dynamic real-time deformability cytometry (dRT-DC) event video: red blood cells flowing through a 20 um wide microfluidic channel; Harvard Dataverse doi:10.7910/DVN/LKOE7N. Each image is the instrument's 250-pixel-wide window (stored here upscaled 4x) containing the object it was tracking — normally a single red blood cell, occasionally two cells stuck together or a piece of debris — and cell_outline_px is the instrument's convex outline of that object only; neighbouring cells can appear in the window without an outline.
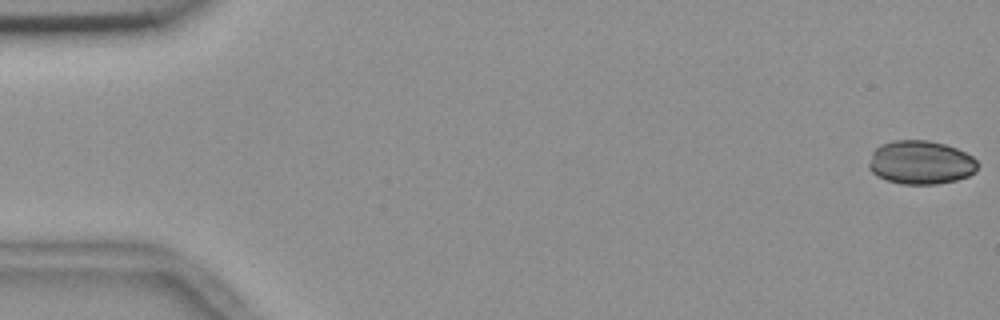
{"species": "common noctule bat (a hibernating species)", "species_latin": "Nyctalus noctula", "temperature_condition": "room temperature", "stored_images_in_passage": 55, "camera_frame_rate_fps": 3000, "um_per_image_px": 0.085, "animal": {"sex": "female", "body_mass_g": 18.4}, "frame": {"image": 1, "passage_image": 1, "time_ms": 0.0, "image_size_px": [1000, 320], "cell_outline_px": [[980, 164], [976, 172], [968, 176], [956, 180], [936, 184], [900, 184], [876, 176], [868, 168], [868, 164], [872, 152], [880, 144], [892, 140], [928, 140], [944, 144], [956, 148], [972, 156]], "centroid_in_image_um": [78.26, 13.81], "position_along_channel_um": 6.7, "area_um2": 27.92}}
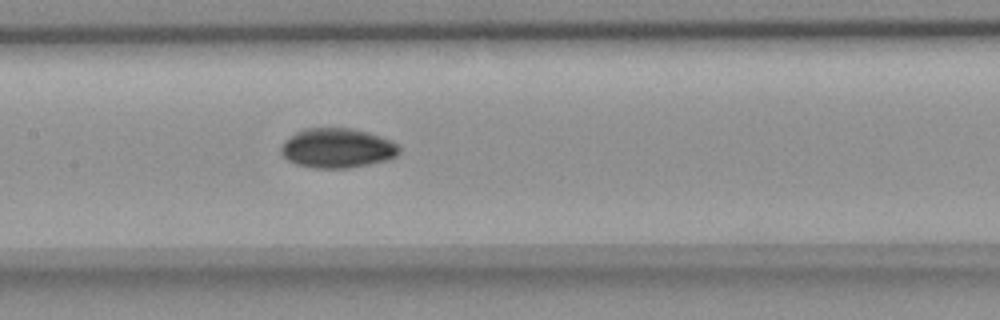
{"frame": {"image": 2, "passage_image": 27, "time_ms": 8.667, "image_size_px": [1000, 320], "cell_outline_px": [[400, 152], [396, 156], [388, 160], [348, 168], [312, 168], [296, 164], [288, 160], [280, 152], [280, 148], [284, 140], [296, 132], [304, 128], [352, 128], [368, 132], [392, 140], [400, 144]], "centroid_in_image_um": [28.68, 12.58], "position_along_channel_um": 178.7, "area_um2": 27.57}}
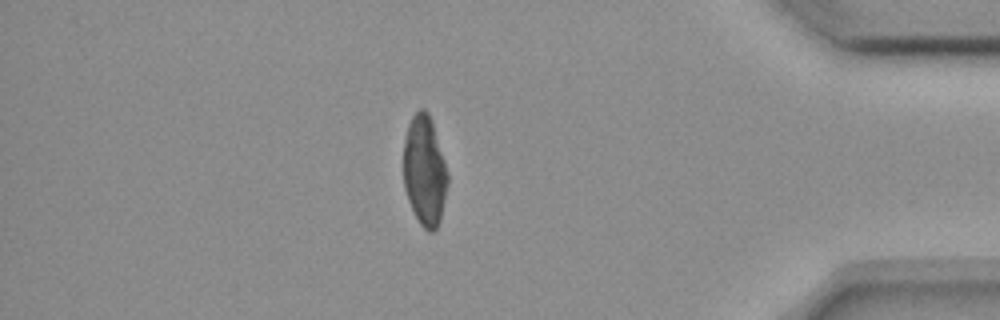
{"frame": {"image": 3, "passage_image": 48, "time_ms": 15.667, "image_size_px": [1000, 320], "cell_outline_px": [[448, 184], [440, 220], [436, 228], [432, 232], [428, 232], [420, 224], [408, 200], [404, 188], [404, 140], [408, 124], [412, 116], [420, 108], [424, 108], [428, 112], [432, 120], [448, 172]], "centroid_in_image_um": [36.09, 14.5], "position_along_channel_um": 399.1, "area_um2": 28.38}, "authors_computed_cell_mechanics": {"area_um2": 28.033, "velocity_mm_per_s": 3.6743, "shape_relaxation_time_tau1_ms": 9.2852, "shape_relaxation_time_tau2_ms": 8.7012, "deformation_change_tau1": 0.1739, "deformation_change_tau2": 0.0912}}